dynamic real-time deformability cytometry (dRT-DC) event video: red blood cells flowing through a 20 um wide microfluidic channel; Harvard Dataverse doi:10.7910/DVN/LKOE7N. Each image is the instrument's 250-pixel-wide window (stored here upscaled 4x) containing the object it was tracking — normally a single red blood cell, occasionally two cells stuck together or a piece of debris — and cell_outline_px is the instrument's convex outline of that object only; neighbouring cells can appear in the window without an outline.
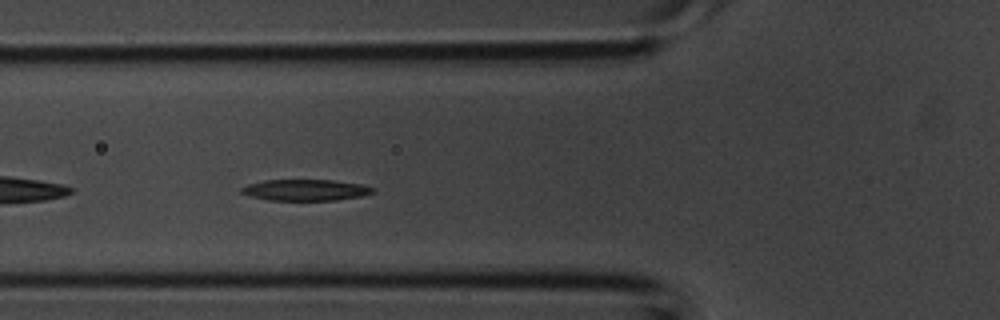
{"species": "common noctule bat (a hibernating species)", "species_latin": "Nyctalus noctula", "temperature_condition": "room temperature", "stored_images_in_passage": 35, "camera_frame_rate_fps": 3000, "um_per_image_px": 0.085, "animal": {"sex": "male", "body_mass_g": 20.1, "forearm_length_mm": 53.5}, "frame": {"image": 1, "passage_image": 10, "time_ms": 3.0, "image_size_px": [1000, 320], "cell_outline_px": [[376, 192], [360, 196], [336, 200], [268, 200], [252, 196], [240, 192], [240, 188], [248, 184], [264, 180], [332, 180], [360, 184], [376, 188]], "centroid_in_image_um": [25.98, 16.15], "position_along_channel_um": 99.8, "area_um2": 16.18}}
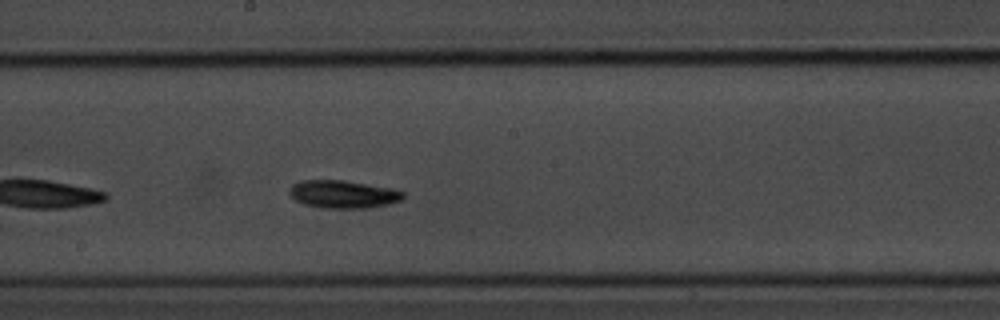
{"frame": {"image": 2, "passage_image": 17, "time_ms": 5.333, "image_size_px": [1000, 320], "cell_outline_px": [[404, 196], [400, 200], [388, 204], [364, 208], [320, 208], [304, 204], [296, 200], [288, 192], [288, 188], [292, 184], [300, 180], [344, 180], [388, 188], [404, 192]], "centroid_in_image_um": [29.09, 16.51], "position_along_channel_um": 219.1, "area_um2": 18.32}}
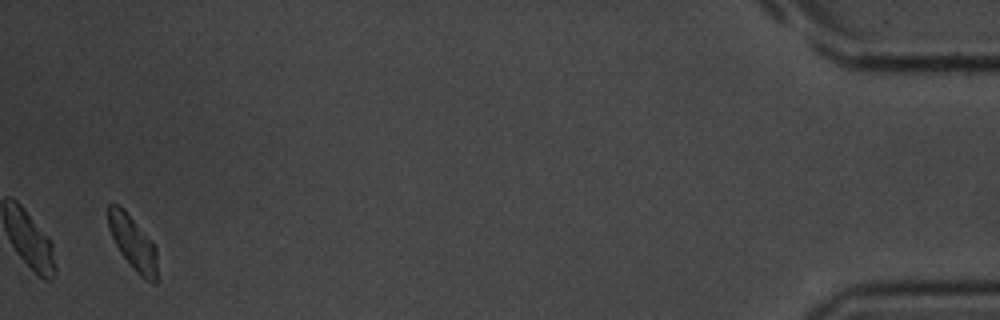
{"frame": {"image": 3, "passage_image": 34, "time_ms": 11.0, "image_size_px": [1000, 320], "cell_outline_px": [[156, 284], [152, 284], [140, 276], [132, 268], [120, 252], [108, 228], [108, 204], [116, 204], [124, 208], [156, 248]], "centroid_in_image_um": [11.28, 20.65], "position_along_channel_um": 423.9, "area_um2": 15.14}}